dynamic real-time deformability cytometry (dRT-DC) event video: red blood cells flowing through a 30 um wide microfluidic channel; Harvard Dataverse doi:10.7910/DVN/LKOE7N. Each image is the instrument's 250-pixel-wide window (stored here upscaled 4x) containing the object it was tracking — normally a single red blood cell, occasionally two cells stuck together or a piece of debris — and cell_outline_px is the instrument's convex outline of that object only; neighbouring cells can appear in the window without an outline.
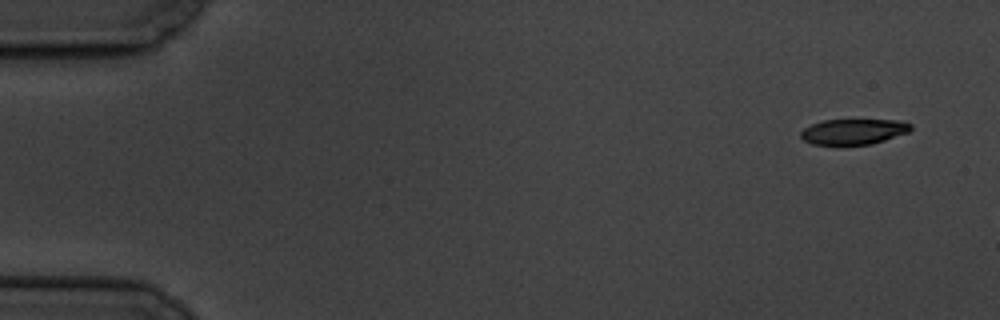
{"species": "common noctule bat (a hibernating species)", "species_latin": "Nyctalus noctula", "temperature_condition": "cold", "stored_images_in_passage": 4, "camera_frame_rate_fps": 3000, "um_per_image_px": 0.085, "animal": {"sex": "male", "body_mass_g": 19.5, "forearm_length_mm": 54.6}, "frame": {"image": 1, "passage_image": 1, "time_ms": 0.0, "image_size_px": [1000, 320], "cell_outline_px": [[912, 128], [908, 132], [872, 144], [812, 144], [804, 140], [800, 136], [800, 132], [804, 128], [812, 124], [824, 120], [904, 120], [912, 124]], "centroid_in_image_um": [72.57, 11.17], "position_along_channel_um": 12.4, "area_um2": 16.24}}